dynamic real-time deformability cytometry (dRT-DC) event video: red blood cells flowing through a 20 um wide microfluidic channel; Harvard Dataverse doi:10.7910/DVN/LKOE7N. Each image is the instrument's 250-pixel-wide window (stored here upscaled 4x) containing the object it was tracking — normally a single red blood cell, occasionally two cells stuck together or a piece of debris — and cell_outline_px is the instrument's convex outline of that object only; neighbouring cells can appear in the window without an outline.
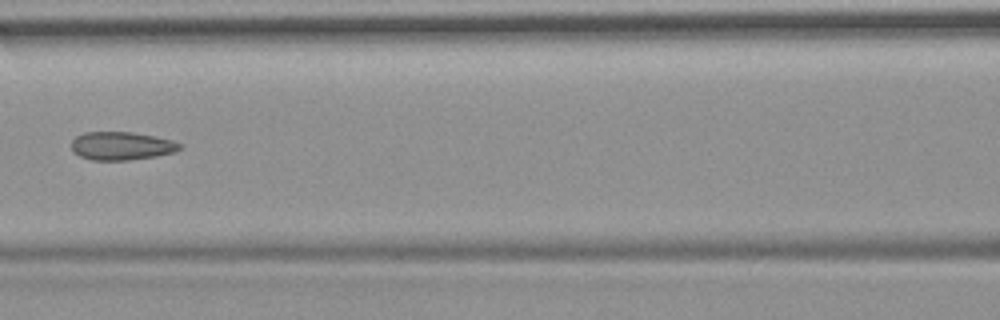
{"species": "common noctule bat (a hibernating species)", "species_latin": "Nyctalus noctula", "temperature_condition": "room temperature", "stored_images_in_passage": 6, "camera_frame_rate_fps": 3000, "um_per_image_px": 0.085, "animal": {"sex": "female", "body_mass_g": 19.9}, "frame": {"image": 1, "passage_image": 6, "time_ms": 6.667, "image_size_px": [1000, 320], "cell_outline_px": [[184, 144], [176, 152], [156, 156], [128, 160], [92, 160], [80, 156], [72, 152], [72, 140], [76, 136], [84, 132], [132, 132], [156, 136], [172, 140]], "centroid_in_image_um": [10.35, 12.4], "position_along_channel_um": 156.3, "area_um2": 17.98}}